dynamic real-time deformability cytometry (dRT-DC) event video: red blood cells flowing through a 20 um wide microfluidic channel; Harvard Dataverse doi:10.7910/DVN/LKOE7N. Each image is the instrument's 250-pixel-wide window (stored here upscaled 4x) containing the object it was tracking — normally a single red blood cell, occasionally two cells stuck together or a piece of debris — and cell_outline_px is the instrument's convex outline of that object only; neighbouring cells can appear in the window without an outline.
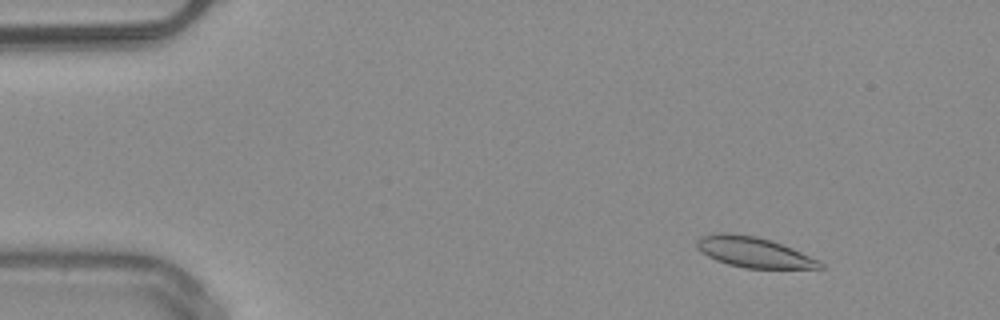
{"species": "common noctule bat (a hibernating species)", "species_latin": "Nyctalus noctula", "temperature_condition": "warm", "stored_images_in_passage": 51, "camera_frame_rate_fps": 3000, "um_per_image_px": 0.085, "animal": {"sex": "male", "body_mass_g": 20.4}, "frame": {"image": 1, "passage_image": 7, "time_ms": 2.0, "image_size_px": [1000, 320], "cell_outline_px": [[824, 268], [744, 268], [728, 264], [716, 260], [700, 252], [696, 248], [696, 240], [700, 236], [712, 232], [728, 232], [756, 236], [772, 240], [792, 248], [820, 260], [824, 264]], "centroid_in_image_um": [64.02, 21.41], "position_along_channel_um": 21.0, "area_um2": 22.14}}
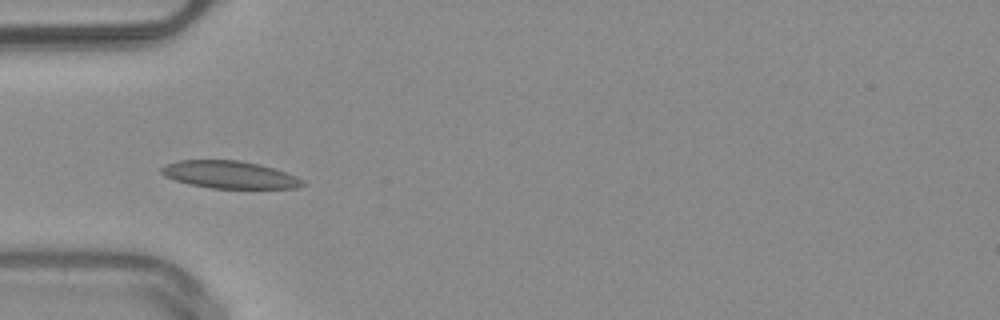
{"frame": {"image": 2, "passage_image": 17, "time_ms": 5.333, "image_size_px": [1000, 320], "cell_outline_px": [[308, 184], [296, 188], [212, 188], [188, 184], [164, 176], [160, 172], [160, 168], [168, 164], [180, 160], [240, 160], [260, 164], [296, 176], [304, 180]], "centroid_in_image_um": [19.53, 14.85], "position_along_channel_um": 65.5, "area_um2": 22.54}}
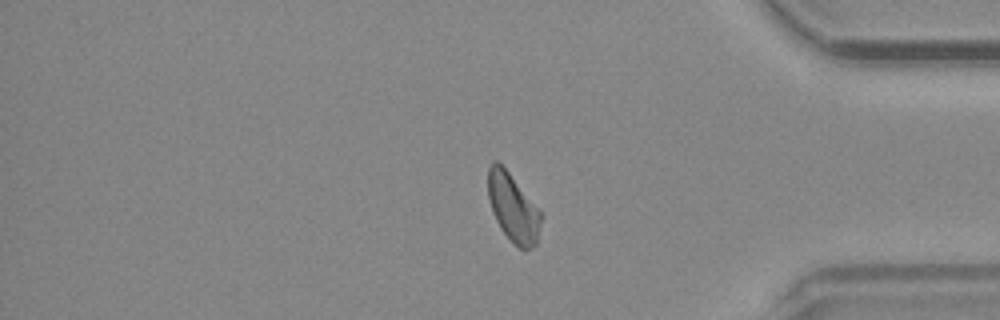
{"frame": {"image": 3, "passage_image": 43, "time_ms": 14.0, "image_size_px": [1000, 320], "cell_outline_px": [[544, 216], [536, 244], [532, 248], [520, 248], [500, 228], [492, 212], [488, 196], [488, 168], [492, 160], [496, 160], [508, 172]], "centroid_in_image_um": [43.61, 17.66], "position_along_channel_um": 391.6, "area_um2": 20.69}, "authors_computed_cell_mechanics": {"area_um2": 21.5594, "velocity_mm_per_s": 4.0155, "shape_relaxation_time_tau1_ms": 7.807, "shape_relaxation_time_tau2_ms": 4.1304, "deformation_change_tau1": 0.1459, "deformation_change_tau2": 0.0835}}